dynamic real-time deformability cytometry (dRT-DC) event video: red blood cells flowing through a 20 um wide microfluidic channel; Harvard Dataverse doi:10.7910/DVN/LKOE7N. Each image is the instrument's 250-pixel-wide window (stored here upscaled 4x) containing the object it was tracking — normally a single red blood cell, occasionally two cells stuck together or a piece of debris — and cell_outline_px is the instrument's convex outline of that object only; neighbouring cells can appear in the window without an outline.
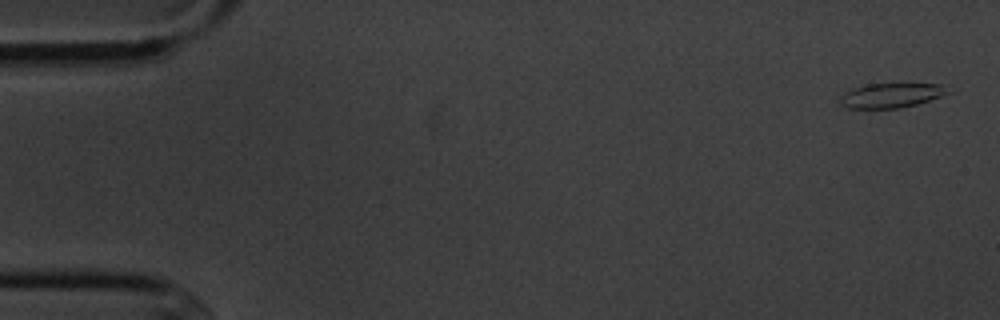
{"species": "common noctule bat (a hibernating species)", "species_latin": "Nyctalus noctula", "temperature_condition": "cold", "stored_images_in_passage": 5, "camera_frame_rate_fps": 3000, "um_per_image_px": 0.085, "animal": {"sex": "male", "body_mass_g": 20.1, "forearm_length_mm": 53.5}, "frame": {"image": 1, "passage_image": 1, "time_ms": 0.0, "image_size_px": [1000, 320], "cell_outline_px": [[952, 92], [916, 104], [900, 108], [848, 108], [840, 104], [840, 96], [844, 92], [852, 88], [868, 84], [948, 84]], "centroid_in_image_um": [75.77, 8.1], "position_along_channel_um": 9.2, "area_um2": 15.49}}
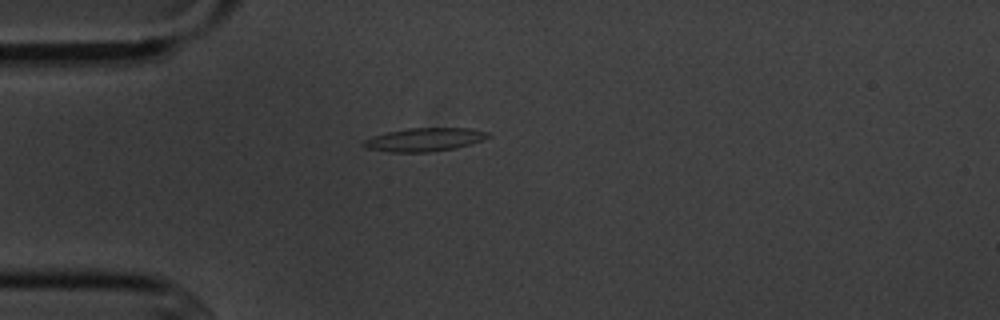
{"frame": {"image": 2, "passage_image": 4, "time_ms": 4.333, "image_size_px": [1000, 320], "cell_outline_px": [[492, 136], [484, 140], [472, 144], [456, 148], [428, 152], [392, 152], [364, 148], [360, 144], [364, 140], [372, 136], [388, 132], [408, 128], [472, 128], [488, 132]], "centroid_in_image_um": [36.1, 11.86], "position_along_channel_um": 48.9, "area_um2": 17.17}}